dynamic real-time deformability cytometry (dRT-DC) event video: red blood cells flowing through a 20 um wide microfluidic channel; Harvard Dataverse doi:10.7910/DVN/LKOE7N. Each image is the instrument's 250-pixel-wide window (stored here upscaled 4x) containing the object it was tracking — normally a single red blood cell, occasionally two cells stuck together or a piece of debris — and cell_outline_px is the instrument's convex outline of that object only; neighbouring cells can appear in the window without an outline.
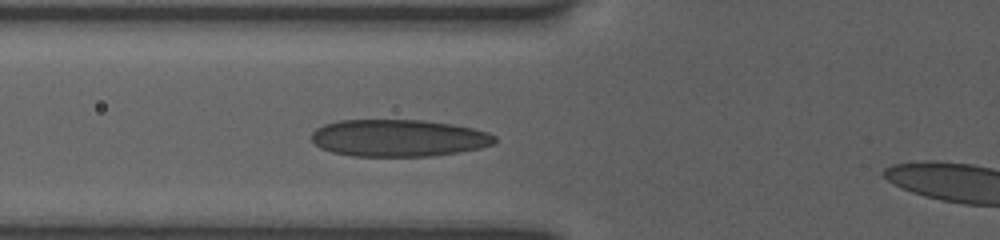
{"species": "human", "species_latin": "Homo sapiens", "temperature_condition": "room temperature", "stored_images_in_passage": 24, "camera_frame_rate_fps": 3000, "um_per_image_px": 0.085, "donor": {"sex": "female"}, "frame": {"image": 1, "passage_image": 2, "time_ms": 0.667, "image_size_px": [1000, 240], "cell_outline_px": [[496, 144], [480, 148], [460, 152], [432, 156], [352, 156], [332, 152], [320, 148], [312, 140], [312, 132], [316, 128], [324, 124], [340, 120], [424, 120], [452, 124], [472, 128], [488, 132], [496, 136]], "centroid_in_image_um": [33.9, 11.73], "position_along_channel_um": 91.9, "area_um2": 39.82}}
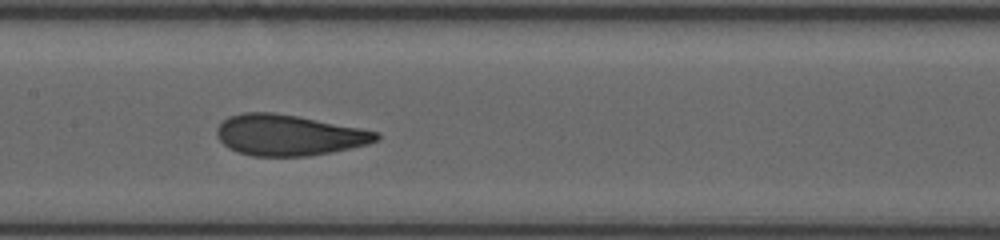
{"frame": {"image": 2, "passage_image": 7, "time_ms": 3.0, "image_size_px": [1000, 240], "cell_outline_px": [[380, 140], [368, 144], [352, 148], [332, 152], [308, 156], [252, 156], [236, 152], [228, 148], [216, 136], [216, 128], [228, 116], [244, 112], [272, 112], [296, 116], [360, 128], [380, 132]], "centroid_in_image_um": [24.54, 11.49], "position_along_channel_um": 182.9, "area_um2": 38.09}}
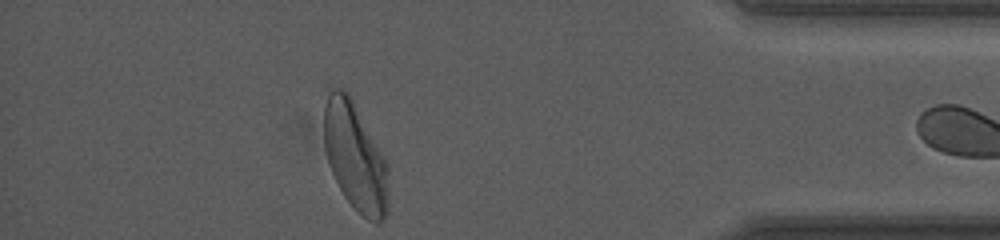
{"frame": {"image": 3, "passage_image": 23, "time_ms": 9.667, "image_size_px": [1000, 240], "cell_outline_px": [[388, 212], [376, 224], [368, 220], [356, 212], [344, 196], [332, 172], [324, 148], [324, 104], [328, 92], [332, 88], [340, 88], [348, 92], [384, 156], [388, 164]], "centroid_in_image_um": [30.19, 13.34], "position_along_channel_um": 405.0, "area_um2": 40.75}}